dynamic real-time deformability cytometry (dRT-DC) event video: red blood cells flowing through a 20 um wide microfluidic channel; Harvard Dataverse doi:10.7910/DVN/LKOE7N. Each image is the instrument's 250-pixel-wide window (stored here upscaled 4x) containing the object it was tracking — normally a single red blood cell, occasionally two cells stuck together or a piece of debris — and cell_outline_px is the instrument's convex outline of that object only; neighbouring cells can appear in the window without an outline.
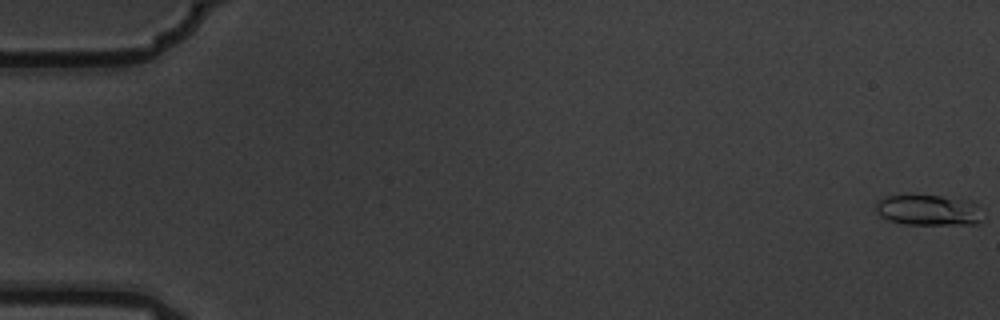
{"species": "common noctule bat (a hibernating species)", "species_latin": "Nyctalus noctula", "temperature_condition": "warm", "stored_images_in_passage": 6, "camera_frame_rate_fps": 3000, "um_per_image_px": 0.085, "animal": {"sex": "male", "body_mass_g": 19.5, "forearm_length_mm": 54.6}, "frame": {"image": 1, "passage_image": 1, "time_ms": 0.0, "image_size_px": [1000, 320], "cell_outline_px": [[984, 220], [976, 224], [904, 224], [888, 220], [880, 216], [876, 212], [876, 200], [884, 196], [912, 192], [972, 200], [976, 204]], "centroid_in_image_um": [78.87, 17.81], "position_along_channel_um": 6.1, "area_um2": 20.06}}